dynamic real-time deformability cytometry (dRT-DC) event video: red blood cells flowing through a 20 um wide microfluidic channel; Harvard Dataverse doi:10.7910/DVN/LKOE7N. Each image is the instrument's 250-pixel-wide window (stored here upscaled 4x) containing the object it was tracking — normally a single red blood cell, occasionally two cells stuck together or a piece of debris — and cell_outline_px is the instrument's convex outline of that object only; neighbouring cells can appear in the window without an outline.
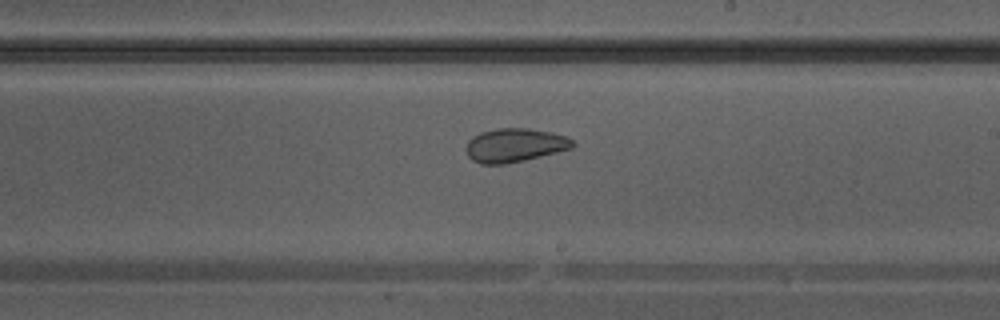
{"species": "Egyptian fruit bat (a non-hibernating species)", "species_latin": "Rousettus aegyptiacus", "temperature_condition": "warm", "stored_images_in_passage": 38, "camera_frame_rate_fps": 3000, "um_per_image_px": 0.085, "animal": {"sex": "male"}, "frame": {"image": 1, "passage_image": 22, "time_ms": 7.0, "image_size_px": [1000, 320], "cell_outline_px": [[576, 144], [572, 148], [524, 160], [504, 164], [480, 164], [472, 160], [468, 156], [468, 140], [472, 136], [480, 132], [496, 128], [528, 128], [552, 132], [568, 136]], "centroid_in_image_um": [43.77, 12.33], "position_along_channel_um": 245.2, "area_um2": 20.92}}